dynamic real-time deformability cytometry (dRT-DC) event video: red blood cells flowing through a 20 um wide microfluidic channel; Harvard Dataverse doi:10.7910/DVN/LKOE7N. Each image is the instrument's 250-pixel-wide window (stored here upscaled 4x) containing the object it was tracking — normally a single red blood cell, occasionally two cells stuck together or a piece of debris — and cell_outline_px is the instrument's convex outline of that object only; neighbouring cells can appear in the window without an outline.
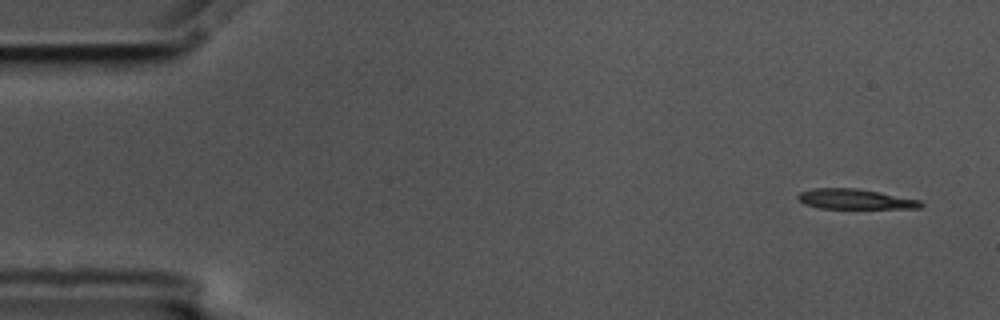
{"species": "common noctule bat (a hibernating species)", "species_latin": "Nyctalus noctula", "temperature_condition": "cold", "stored_images_in_passage": 4, "camera_frame_rate_fps": 3000, "um_per_image_px": 0.085, "animal": {"sex": "male", "body_mass_g": 17.5, "forearm_length_mm": 52.3}, "frame": {"image": 1, "passage_image": 1, "time_ms": 0.0, "image_size_px": [1000, 320], "cell_outline_px": [[924, 204], [920, 208], [820, 208], [804, 204], [796, 196], [800, 192], [812, 188], [856, 188], [880, 192], [920, 200]], "centroid_in_image_um": [72.67, 16.92], "position_along_channel_um": 12.3, "area_um2": 14.33}}
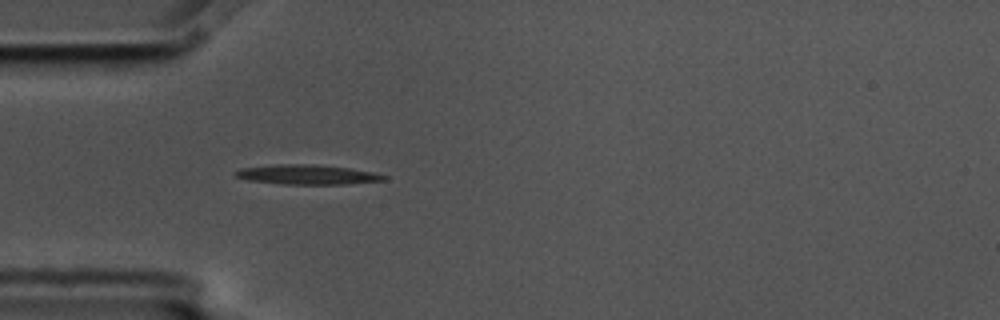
{"frame": {"image": 2, "passage_image": 4, "time_ms": 1.0, "image_size_px": [1000, 320], "cell_outline_px": [[388, 180], [344, 184], [280, 184], [248, 180], [236, 176], [232, 172], [240, 168], [280, 164], [312, 164], [348, 168], [372, 172], [388, 176]], "centroid_in_image_um": [26.11, 14.84], "position_along_channel_um": 58.9, "area_um2": 16.99}}